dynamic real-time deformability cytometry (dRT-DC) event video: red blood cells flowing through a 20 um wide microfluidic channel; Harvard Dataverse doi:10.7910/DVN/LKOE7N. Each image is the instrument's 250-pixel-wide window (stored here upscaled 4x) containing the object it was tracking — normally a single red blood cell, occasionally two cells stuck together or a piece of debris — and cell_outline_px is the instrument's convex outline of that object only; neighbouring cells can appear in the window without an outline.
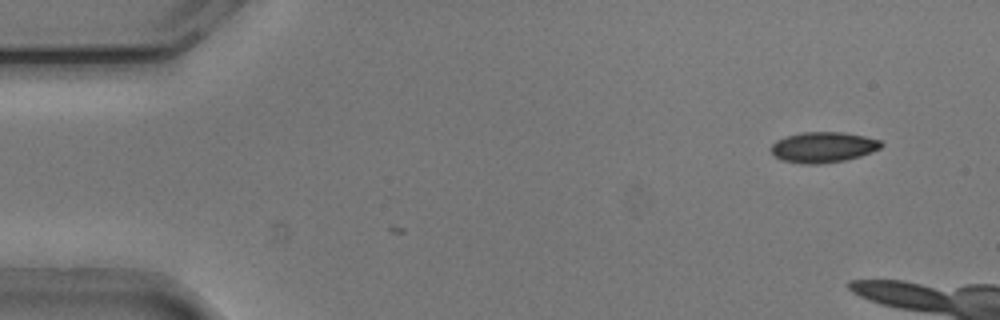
{"species": "common noctule bat (a hibernating species)", "species_latin": "Nyctalus noctula", "temperature_condition": "cold", "stored_images_in_passage": 2, "camera_frame_rate_fps": 3000, "um_per_image_px": 0.085, "animal": {"sex": "male", "body_mass_g": 20.5, "forearm_length_mm": 52.5}, "frame": {"image": 1, "passage_image": 2, "time_ms": 0.333, "image_size_px": [1000, 320], "cell_outline_px": [[884, 144], [880, 148], [872, 152], [860, 156], [844, 160], [820, 164], [800, 164], [780, 160], [768, 148], [776, 140], [784, 136], [800, 132], [844, 132], [864, 136], [880, 140]], "centroid_in_image_um": [69.93, 12.51], "position_along_channel_um": 15.1, "area_um2": 19.88}}